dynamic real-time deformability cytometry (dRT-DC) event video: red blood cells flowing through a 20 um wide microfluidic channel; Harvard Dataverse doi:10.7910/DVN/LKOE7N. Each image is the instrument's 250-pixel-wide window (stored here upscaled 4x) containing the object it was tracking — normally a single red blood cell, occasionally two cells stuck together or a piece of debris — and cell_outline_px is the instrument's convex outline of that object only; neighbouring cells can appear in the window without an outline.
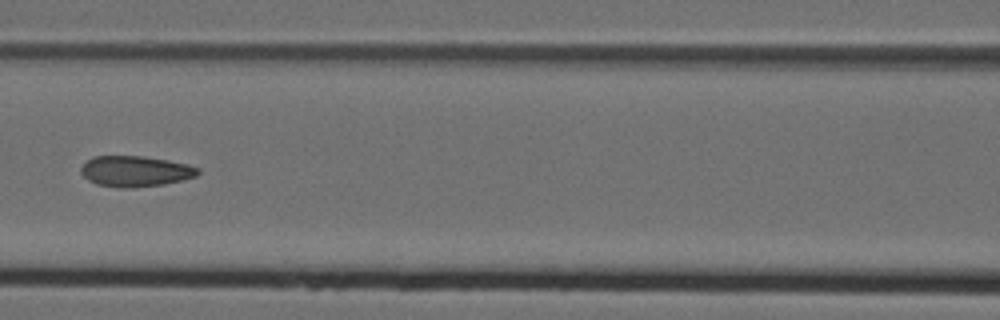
{"species": "Egyptian fruit bat (a non-hibernating species)", "species_latin": "Rousettus aegyptiacus", "temperature_condition": "cold", "stored_images_in_passage": 7, "camera_frame_rate_fps": 3000, "um_per_image_px": 0.085, "animal": {"sex": "female"}, "frame": {"image": 1, "passage_image": 6, "time_ms": 1.667, "image_size_px": [1000, 320], "cell_outline_px": [[200, 172], [196, 176], [164, 184], [124, 188], [120, 188], [96, 184], [88, 180], [80, 172], [80, 168], [92, 156], [144, 156], [168, 160], [188, 164], [200, 168]], "centroid_in_image_um": [11.5, 14.55], "position_along_channel_um": 155.1, "area_um2": 20.92}}
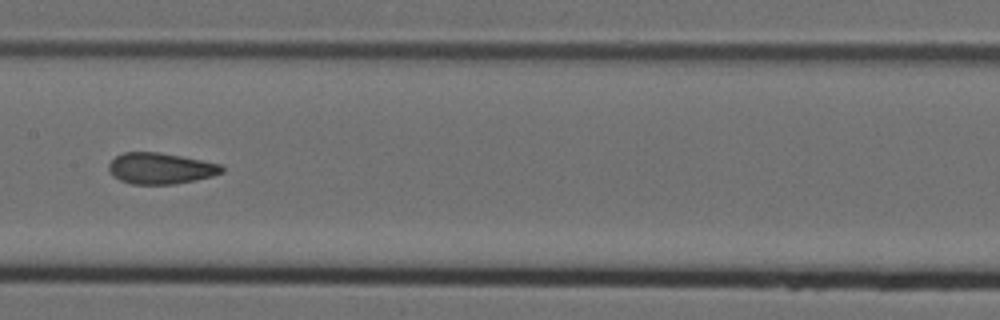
{"frame": {"image": 2, "passage_image": 7, "time_ms": 2.0, "image_size_px": [1000, 320], "cell_outline_px": [[224, 172], [212, 176], [196, 180], [172, 184], [132, 184], [120, 180], [112, 176], [108, 168], [108, 164], [116, 156], [124, 152], [160, 152], [220, 164], [224, 168]], "centroid_in_image_um": [13.63, 14.31], "position_along_channel_um": 193.8, "area_um2": 20.46}}